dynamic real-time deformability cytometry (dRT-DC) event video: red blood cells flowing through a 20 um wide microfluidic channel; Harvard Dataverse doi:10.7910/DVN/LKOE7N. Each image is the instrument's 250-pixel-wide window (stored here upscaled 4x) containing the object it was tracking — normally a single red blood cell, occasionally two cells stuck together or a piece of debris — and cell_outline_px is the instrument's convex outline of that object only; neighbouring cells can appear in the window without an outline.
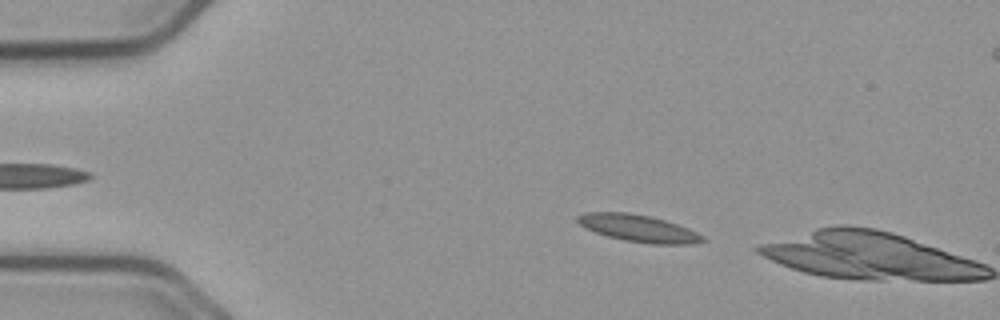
{"species": "common noctule bat (a hibernating species)", "species_latin": "Nyctalus noctula", "temperature_condition": "cold", "stored_images_in_passage": 2, "camera_frame_rate_fps": 3000, "um_per_image_px": 0.085, "animal": {"sex": "male", "body_mass_g": 23.1, "forearm_length_mm": 52.7}, "frame": {"image": 1, "passage_image": 1, "time_ms": 0.0, "image_size_px": [1000, 320], "cell_outline_px": [[708, 240], [696, 244], [652, 244], [624, 240], [608, 236], [584, 228], [576, 220], [576, 216], [584, 212], [628, 212], [648, 216], [664, 220], [688, 228], [704, 236]], "centroid_in_image_um": [54.27, 19.41], "position_along_channel_um": 30.7, "area_um2": 19.77}}